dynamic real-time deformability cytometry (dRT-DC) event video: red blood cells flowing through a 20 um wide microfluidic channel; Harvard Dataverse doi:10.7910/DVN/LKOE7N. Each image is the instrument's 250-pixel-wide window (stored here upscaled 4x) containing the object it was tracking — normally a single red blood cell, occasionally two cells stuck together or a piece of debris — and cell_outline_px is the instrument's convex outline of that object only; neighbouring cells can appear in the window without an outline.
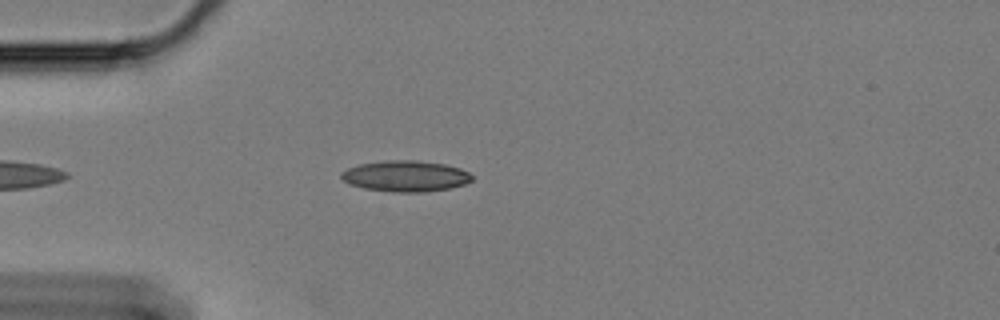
{"species": "Egyptian fruit bat (a non-hibernating species)", "species_latin": "Rousettus aegyptiacus", "temperature_condition": "cold", "stored_images_in_passage": 29, "camera_frame_rate_fps": 3000, "um_per_image_px": 0.085, "animal": {"sex": "female"}, "frame": {"image": 1, "passage_image": 2, "time_ms": 0.333, "image_size_px": [1000, 320], "cell_outline_px": [[472, 180], [464, 184], [448, 188], [424, 192], [392, 192], [364, 188], [348, 184], [340, 176], [340, 172], [348, 168], [360, 164], [388, 160], [416, 160], [444, 164], [460, 168], [468, 172], [472, 176]], "centroid_in_image_um": [34.45, 14.97], "position_along_channel_um": 50.6, "area_um2": 23.52}}
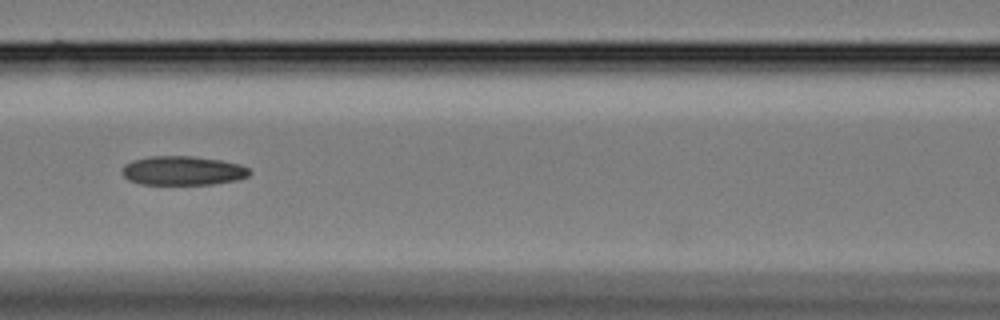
{"frame": {"image": 2, "passage_image": 12, "time_ms": 3.667, "image_size_px": [1000, 320], "cell_outline_px": [[252, 172], [248, 176], [236, 180], [212, 184], [140, 184], [128, 180], [124, 176], [124, 164], [132, 160], [148, 156], [192, 156], [220, 160], [240, 164], [248, 168]], "centroid_in_image_um": [15.54, 14.5], "position_along_channel_um": 151.1, "area_um2": 21.56}}
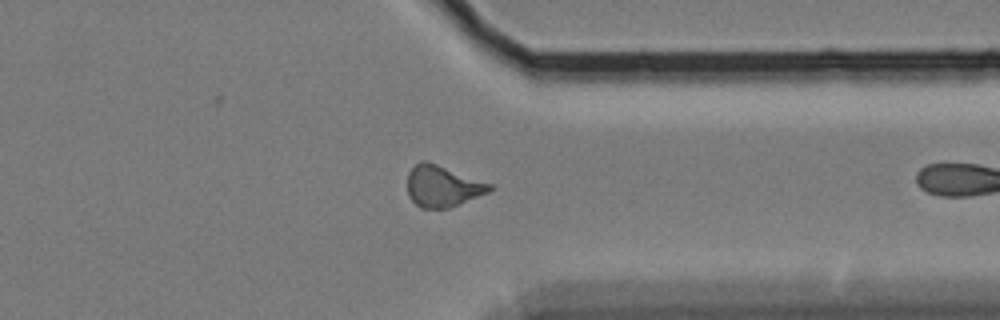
{"frame": {"image": 3, "passage_image": 28, "time_ms": 9.0, "image_size_px": [1000, 320], "cell_outline_px": [[496, 188], [488, 192], [448, 208], [420, 208], [408, 196], [408, 172], [420, 160], [428, 160], [492, 184]], "centroid_in_image_um": [37.62, 15.8], "position_along_channel_um": 373.8, "area_um2": 19.83}}